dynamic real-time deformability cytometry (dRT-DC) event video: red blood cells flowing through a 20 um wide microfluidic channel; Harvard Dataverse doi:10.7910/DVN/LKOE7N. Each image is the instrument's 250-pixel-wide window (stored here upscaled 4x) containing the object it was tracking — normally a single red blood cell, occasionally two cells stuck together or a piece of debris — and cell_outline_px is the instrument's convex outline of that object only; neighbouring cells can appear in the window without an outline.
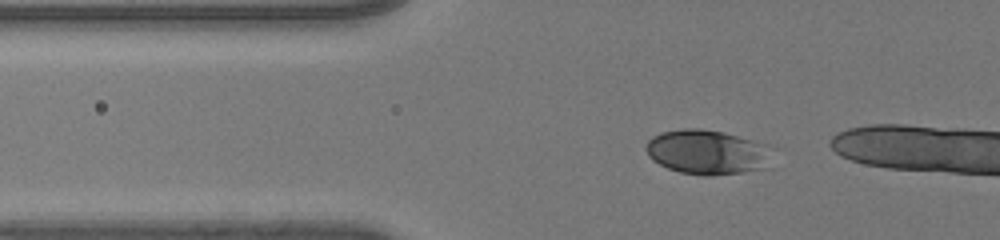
{"species": "human", "species_latin": "Homo sapiens", "temperature_condition": "room temperature", "stored_images_in_passage": 35, "camera_frame_rate_fps": 3000, "um_per_image_px": 0.085, "donor": {"sex": "male"}, "frame": {"image": 1, "passage_image": 6, "time_ms": 1.667, "image_size_px": [1000, 240], "cell_outline_px": [[768, 144], [764, 168], [744, 172], [708, 176], [704, 176], [680, 172], [668, 168], [652, 160], [648, 156], [644, 148], [648, 140], [652, 136], [660, 132], [684, 128], [700, 128], [724, 132]], "centroid_in_image_um": [60.01, 12.91], "position_along_channel_um": 65.8, "area_um2": 32.6}}
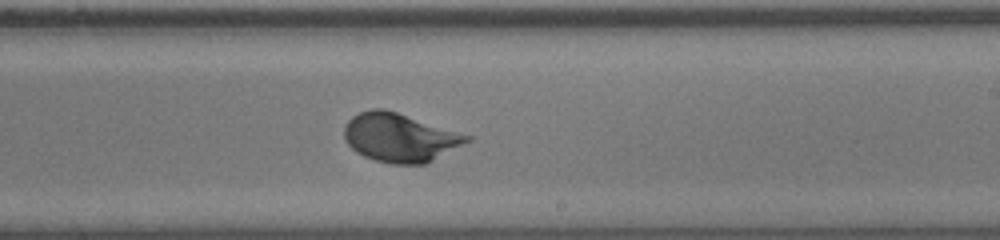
{"frame": {"image": 2, "passage_image": 22, "time_ms": 7.0, "image_size_px": [1000, 240], "cell_outline_px": [[472, 140], [424, 164], [392, 164], [376, 160], [364, 156], [356, 152], [348, 144], [344, 136], [344, 124], [352, 116], [360, 112], [372, 108], [384, 108], [472, 136]], "centroid_in_image_um": [33.96, 11.68], "position_along_channel_um": 255.0, "area_um2": 34.56}}
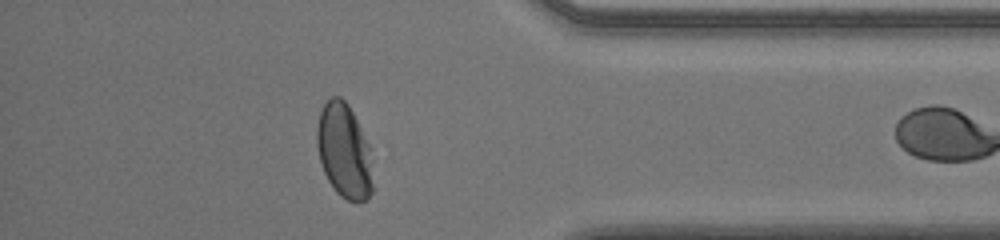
{"frame": {"image": 3, "passage_image": 34, "time_ms": 11.0, "image_size_px": [1000, 240], "cell_outline_px": [[372, 192], [360, 204], [356, 204], [340, 196], [336, 192], [328, 180], [324, 172], [320, 160], [316, 144], [316, 128], [320, 112], [324, 104], [332, 96], [340, 96], [348, 104], [368, 144], [372, 160]], "centroid_in_image_um": [29.24, 12.86], "position_along_channel_um": 406.0, "area_um2": 30.81}}